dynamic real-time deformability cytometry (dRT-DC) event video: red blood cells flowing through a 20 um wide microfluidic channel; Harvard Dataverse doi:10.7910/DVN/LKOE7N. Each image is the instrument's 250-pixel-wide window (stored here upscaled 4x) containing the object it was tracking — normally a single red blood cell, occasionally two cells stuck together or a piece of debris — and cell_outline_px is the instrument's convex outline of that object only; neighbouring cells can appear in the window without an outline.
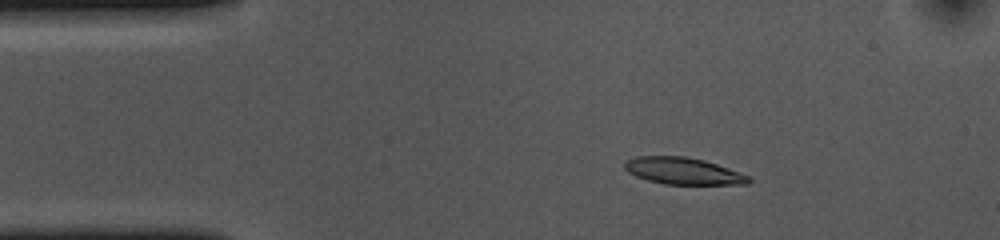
{"species": "common noctule bat (a hibernating species)", "species_latin": "Nyctalus noctula", "temperature_condition": "cold", "stored_images_in_passage": 46, "camera_frame_rate_fps": 3000, "um_per_image_px": 0.085, "animal": {"sex": "female", "body_mass_g": 10.0, "forearm_length_mm": 53.1}, "frame": {"image": 1, "passage_image": 1, "time_ms": 0.0, "image_size_px": [1000, 240], "cell_outline_px": [[752, 180], [748, 184], [664, 184], [648, 180], [636, 176], [628, 172], [624, 168], [624, 164], [628, 160], [636, 156], [684, 156], [704, 160], [752, 176]], "centroid_in_image_um": [58.1, 14.53], "position_along_channel_um": 26.9, "area_um2": 19.36}}
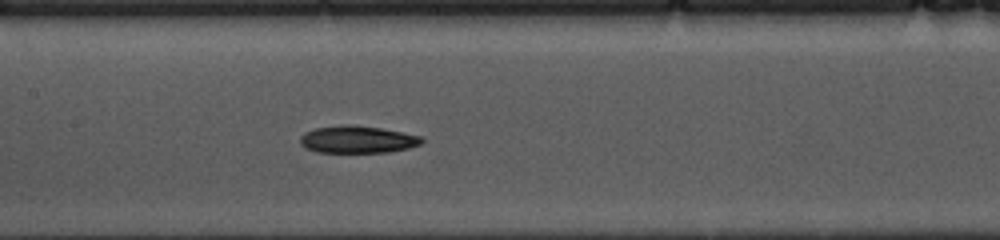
{"frame": {"image": 2, "passage_image": 17, "time_ms": 5.333, "image_size_px": [1000, 240], "cell_outline_px": [[424, 140], [420, 144], [408, 148], [388, 152], [316, 152], [304, 148], [300, 144], [300, 136], [304, 132], [316, 128], [340, 124], [352, 124], [380, 128], [404, 132], [424, 136]], "centroid_in_image_um": [30.38, 11.84], "position_along_channel_um": 177.0, "area_um2": 19.59}}
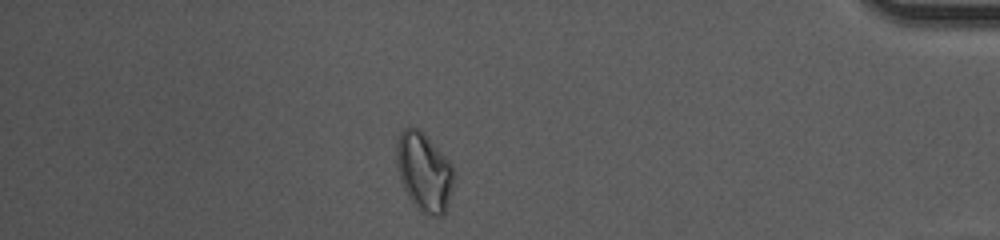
{"frame": {"image": 3, "passage_image": 39, "time_ms": 12.667, "image_size_px": [1000, 240], "cell_outline_px": [[456, 176], [448, 204], [444, 212], [440, 216], [432, 216], [420, 212], [404, 188], [400, 180], [396, 164], [396, 140], [400, 132], [408, 124], [420, 128], [424, 132], [452, 164], [456, 172]], "centroid_in_image_um": [36.05, 14.55], "position_along_channel_um": 399.1, "area_um2": 26.82}, "authors_computed_cell_mechanics": {"area_um2": 19.941, "velocity_mm_per_s": 3.6347, "shape_relaxation_time_tau1_ms": 4.0901, "shape_relaxation_time_tau2_ms": 8.705, "deformation_change_tau1": 0.1253, "deformation_change_tau2": 0.1515}}